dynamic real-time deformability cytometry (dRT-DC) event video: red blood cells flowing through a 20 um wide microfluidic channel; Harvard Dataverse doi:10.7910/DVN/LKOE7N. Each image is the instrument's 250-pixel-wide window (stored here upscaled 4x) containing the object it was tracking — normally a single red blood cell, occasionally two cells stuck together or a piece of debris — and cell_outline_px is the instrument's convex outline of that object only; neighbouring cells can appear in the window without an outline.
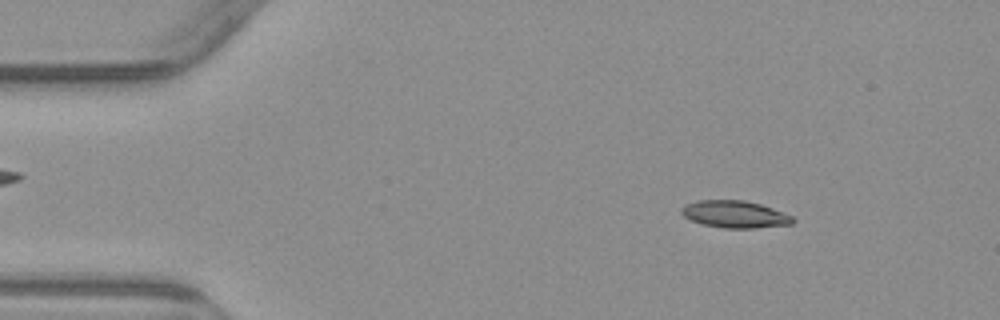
{"species": "common noctule bat (a hibernating species)", "species_latin": "Nyctalus noctula", "temperature_condition": "warm", "stored_images_in_passage": 4, "camera_frame_rate_fps": 3000, "um_per_image_px": 0.085, "animal": {"sex": "male", "body_mass_g": 23.1, "forearm_length_mm": 52.7}, "frame": {"image": 1, "passage_image": 2, "time_ms": 1.333, "image_size_px": [1000, 320], "cell_outline_px": [[796, 220], [792, 224], [756, 228], [724, 228], [700, 224], [684, 216], [680, 212], [680, 208], [684, 204], [696, 200], [744, 200], [760, 204], [772, 208], [792, 216]], "centroid_in_image_um": [62.43, 18.21], "position_along_channel_um": 22.6, "area_um2": 17.74}}